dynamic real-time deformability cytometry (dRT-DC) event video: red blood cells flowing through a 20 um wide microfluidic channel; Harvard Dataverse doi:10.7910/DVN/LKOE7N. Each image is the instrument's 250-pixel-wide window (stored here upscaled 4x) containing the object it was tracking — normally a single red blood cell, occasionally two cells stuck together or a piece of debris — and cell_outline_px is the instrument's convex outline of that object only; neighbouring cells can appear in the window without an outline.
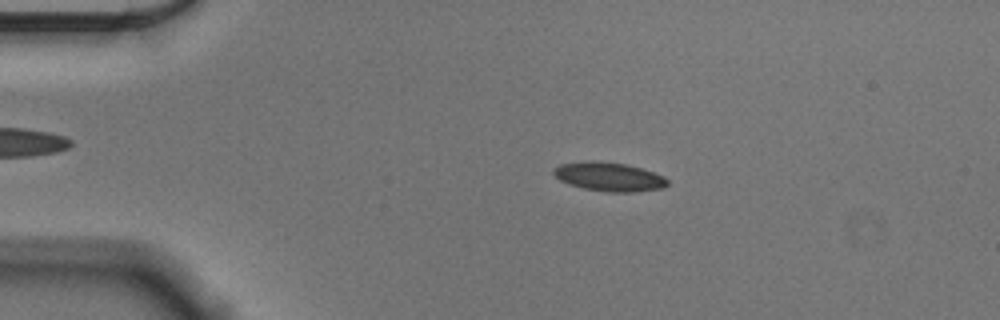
{"species": "Egyptian fruit bat (a non-hibernating species)", "species_latin": "Rousettus aegyptiacus", "temperature_condition": "cold", "stored_images_in_passage": 55, "camera_frame_rate_fps": 3000, "um_per_image_px": 0.085, "animal": {"sex": "male"}, "frame": {"image": 1, "passage_image": 11, "time_ms": 3.333, "image_size_px": [1000, 320], "cell_outline_px": [[668, 184], [664, 188], [632, 192], [604, 192], [584, 188], [568, 184], [560, 180], [552, 172], [552, 168], [560, 164], [592, 160], [624, 164], [640, 168], [664, 176], [668, 180]], "centroid_in_image_um": [51.75, 15.03], "position_along_channel_um": 33.3, "area_um2": 19.13}}
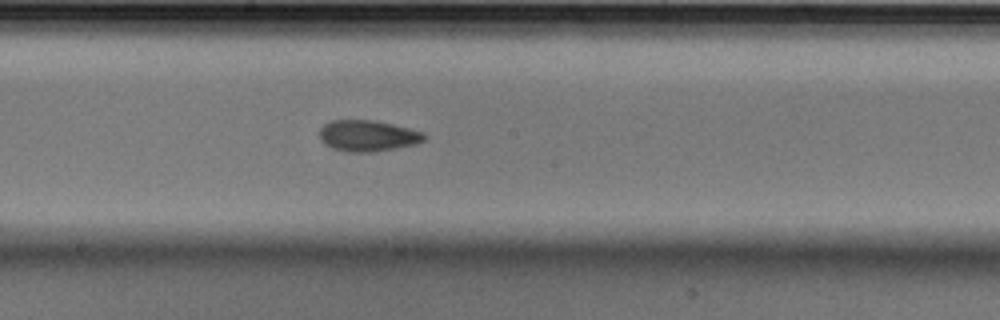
{"frame": {"image": 2, "passage_image": 30, "time_ms": 9.667, "image_size_px": [1000, 320], "cell_outline_px": [[428, 136], [424, 140], [416, 144], [376, 152], [348, 152], [332, 148], [324, 144], [320, 140], [320, 128], [324, 124], [332, 120], [372, 120], [392, 124], [424, 132]], "centroid_in_image_um": [31.26, 11.55], "position_along_channel_um": 216.9, "area_um2": 19.13}}
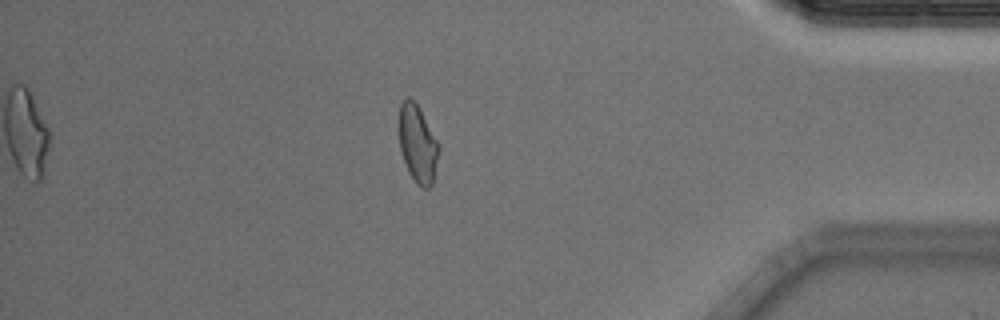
{"frame": {"image": 3, "passage_image": 48, "time_ms": 15.667, "image_size_px": [1000, 320], "cell_outline_px": [[440, 152], [432, 184], [428, 188], [424, 188], [416, 184], [408, 172], [400, 152], [400, 104], [408, 96], [420, 108], [440, 144]], "centroid_in_image_um": [35.53, 12.26], "position_along_channel_um": 399.7, "area_um2": 18.09}, "authors_computed_cell_mechanics": {"area_um2": 18.4382, "velocity_mm_per_s": 3.599, "shape_relaxation_time_tau1_ms": 7.0004, "shape_relaxation_time_tau2_ms": 1.946, "deformation_change_tau1": 0.1658, "deformation_change_tau2": 0.0763}}